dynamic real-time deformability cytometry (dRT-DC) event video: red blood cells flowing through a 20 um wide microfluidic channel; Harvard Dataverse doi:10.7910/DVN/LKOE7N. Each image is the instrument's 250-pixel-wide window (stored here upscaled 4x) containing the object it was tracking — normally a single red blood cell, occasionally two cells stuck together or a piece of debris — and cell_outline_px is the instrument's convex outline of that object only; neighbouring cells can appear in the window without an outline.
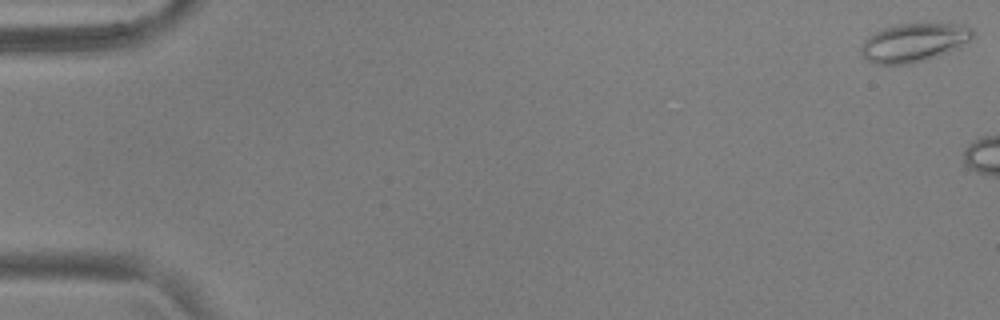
{"species": "common noctule bat (a hibernating species)", "species_latin": "Nyctalus noctula", "temperature_condition": "warm", "stored_images_in_passage": 5, "camera_frame_rate_fps": 3000, "um_per_image_px": 0.085, "animal": {"sex": "male", "body_mass_g": 17.9, "forearm_length_mm": 54.2}, "frame": {"image": 1, "passage_image": 1, "time_ms": 0.0, "image_size_px": [1000, 320], "cell_outline_px": [[972, 36], [968, 44], [960, 48], [940, 56], [928, 60], [912, 64], [876, 64], [868, 60], [860, 52], [860, 48], [864, 40], [868, 36], [884, 28], [900, 24], [960, 24], [972, 28]], "centroid_in_image_um": [77.71, 3.64], "position_along_channel_um": 7.3, "area_um2": 25.26}}